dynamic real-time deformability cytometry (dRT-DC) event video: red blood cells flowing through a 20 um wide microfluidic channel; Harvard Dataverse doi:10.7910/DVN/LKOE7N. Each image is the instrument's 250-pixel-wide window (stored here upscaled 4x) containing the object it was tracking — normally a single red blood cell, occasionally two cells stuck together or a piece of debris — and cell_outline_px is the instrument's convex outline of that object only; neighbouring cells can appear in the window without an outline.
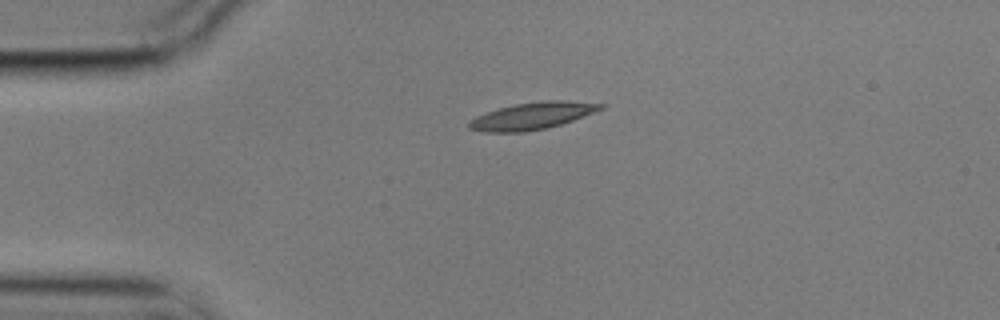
{"species": "common noctule bat (a hibernating species)", "species_latin": "Nyctalus noctula", "temperature_condition": "cold", "stored_images_in_passage": 44, "camera_frame_rate_fps": 3000, "um_per_image_px": 0.085, "animal": {"sex": "male", "body_mass_g": 17.9}, "frame": {"image": 1, "passage_image": 1, "time_ms": 0.0, "image_size_px": [1000, 320], "cell_outline_px": [[604, 108], [572, 120], [560, 124], [544, 128], [524, 132], [484, 132], [468, 128], [468, 124], [476, 116], [500, 108], [516, 104], [540, 100], [568, 100], [604, 104]], "centroid_in_image_um": [45.24, 9.84], "position_along_channel_um": 39.8, "area_um2": 20.4}}
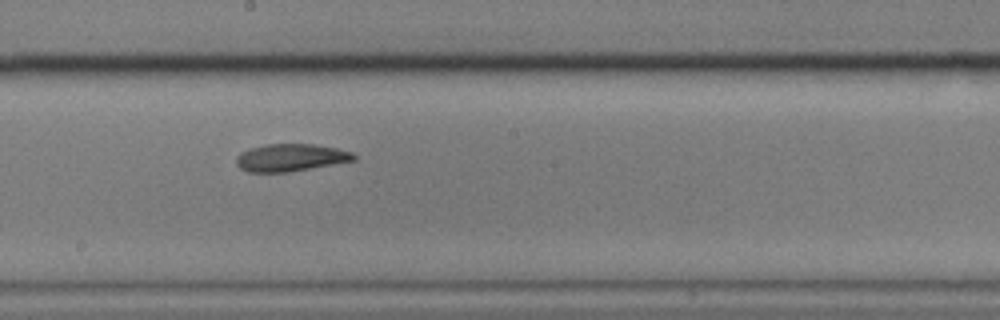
{"frame": {"image": 2, "passage_image": 19, "time_ms": 6.0, "image_size_px": [1000, 320], "cell_outline_px": [[356, 160], [288, 172], [248, 172], [240, 168], [236, 164], [236, 156], [240, 152], [252, 148], [268, 144], [312, 144], [336, 148], [352, 152], [356, 156]], "centroid_in_image_um": [24.69, 13.4], "position_along_channel_um": 223.5, "area_um2": 18.67}}
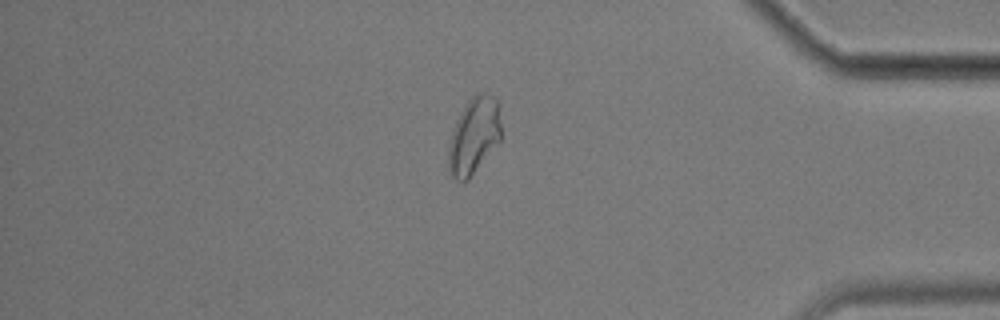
{"frame": {"image": 3, "passage_image": 36, "time_ms": 11.667, "image_size_px": [1000, 320], "cell_outline_px": [[500, 140], [468, 180], [456, 180], [452, 176], [448, 164], [448, 144], [456, 120], [468, 100], [476, 92], [484, 92], [492, 96], [500, 104]], "centroid_in_image_um": [40.28, 11.5], "position_along_channel_um": 394.9, "area_um2": 23.41}, "authors_computed_cell_mechanics": {"area_um2": 19.3919, "velocity_mm_per_s": 3.5231, "shape_relaxation_time_tau1_ms": null, "shape_relaxation_time_tau2_ms": 9.9642, "deformation_change_tau1": null, "deformation_change_tau2": 0.165}}